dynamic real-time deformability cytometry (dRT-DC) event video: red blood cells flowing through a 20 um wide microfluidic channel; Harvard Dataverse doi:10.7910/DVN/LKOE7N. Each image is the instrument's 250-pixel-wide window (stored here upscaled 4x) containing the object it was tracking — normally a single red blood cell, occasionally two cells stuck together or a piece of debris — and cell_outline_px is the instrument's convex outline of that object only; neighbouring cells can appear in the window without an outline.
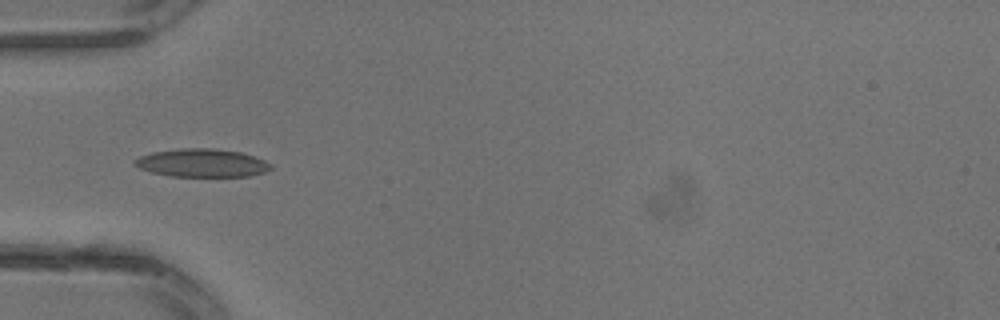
{"species": "common noctule bat (a hibernating species)", "species_latin": "Nyctalus noctula", "temperature_condition": "warm", "stored_images_in_passage": 23, "camera_frame_rate_fps": 3000, "um_per_image_px": 0.085, "animal": {"sex": "male", "body_mass_g": 13.3}, "frame": {"image": 1, "passage_image": 10, "time_ms": 3.0, "image_size_px": [1000, 320], "cell_outline_px": [[272, 168], [264, 172], [248, 176], [172, 176], [152, 172], [140, 168], [132, 164], [132, 160], [140, 156], [152, 152], [180, 148], [212, 148], [240, 152], [264, 160], [272, 164]], "centroid_in_image_um": [17.14, 13.84], "position_along_channel_um": 67.9, "area_um2": 22.25}}
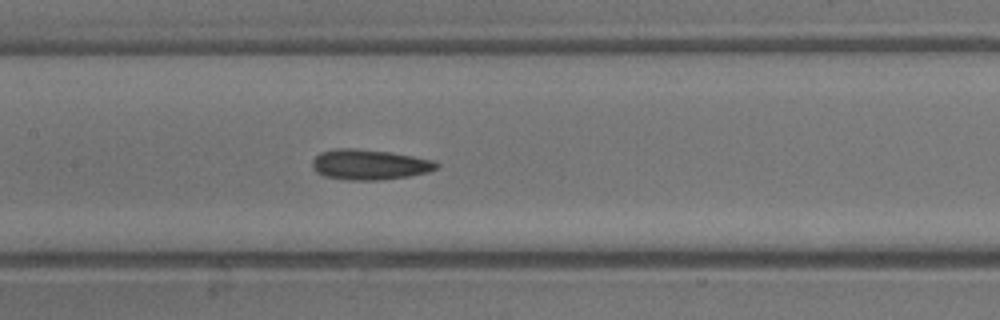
{"frame": {"image": 2, "passage_image": 15, "time_ms": 4.667, "image_size_px": [1000, 320], "cell_outline_px": [[440, 164], [436, 168], [428, 172], [408, 176], [380, 180], [344, 180], [324, 176], [316, 172], [312, 168], [312, 160], [320, 152], [336, 148], [356, 148], [388, 152], [412, 156], [432, 160]], "centroid_in_image_um": [31.35, 13.99], "position_along_channel_um": 176.0, "area_um2": 21.96}}
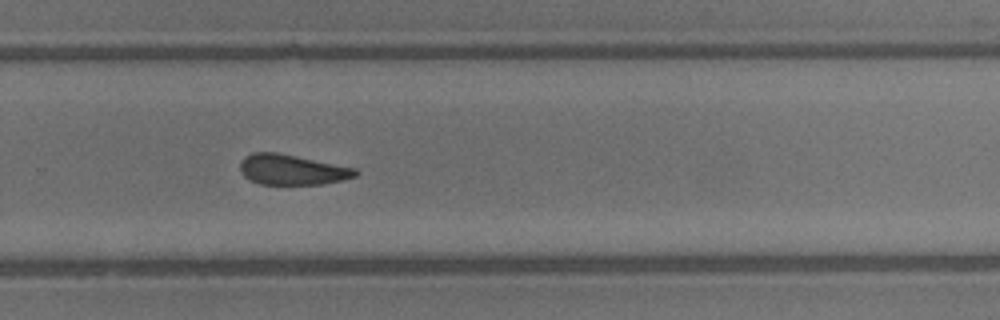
{"frame": {"image": 3, "passage_image": 21, "time_ms": 6.667, "image_size_px": [1000, 320], "cell_outline_px": [[360, 172], [356, 176], [340, 180], [320, 184], [260, 184], [244, 176], [240, 172], [240, 160], [244, 156], [252, 152], [276, 152], [356, 168]], "centroid_in_image_um": [24.79, 14.41], "position_along_channel_um": 305.0, "area_um2": 20.29}}